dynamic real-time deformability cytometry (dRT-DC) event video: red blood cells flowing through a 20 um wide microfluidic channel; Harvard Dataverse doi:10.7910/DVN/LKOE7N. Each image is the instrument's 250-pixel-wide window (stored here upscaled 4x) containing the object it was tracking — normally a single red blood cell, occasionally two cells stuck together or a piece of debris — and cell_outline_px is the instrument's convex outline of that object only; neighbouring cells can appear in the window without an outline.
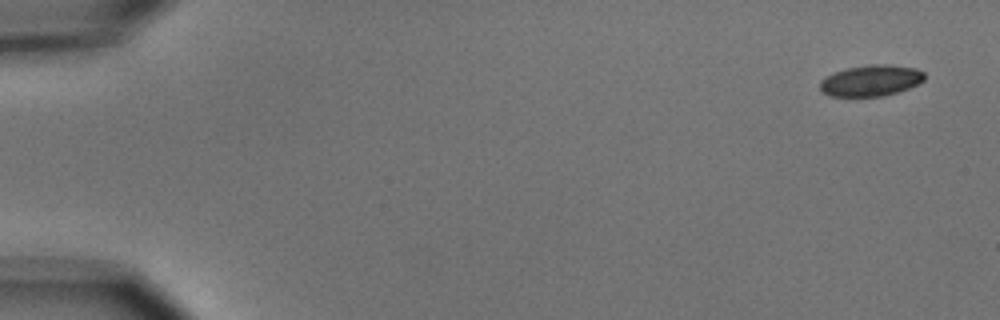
{"species": "common noctule bat (a hibernating species)", "species_latin": "Nyctalus noctula", "temperature_condition": "cold", "stored_images_in_passage": 5, "camera_frame_rate_fps": 3000, "um_per_image_px": 0.085, "animal": {"sex": "male", "body_mass_g": 15.6}, "frame": {"image": 1, "passage_image": 1, "time_ms": 0.0, "image_size_px": [1000, 320], "cell_outline_px": [[924, 80], [908, 88], [884, 96], [832, 96], [824, 92], [820, 88], [820, 80], [836, 72], [848, 68], [868, 64], [888, 64], [916, 68], [924, 72]], "centroid_in_image_um": [74.05, 6.84], "position_along_channel_um": 10.9, "area_um2": 18.73}}
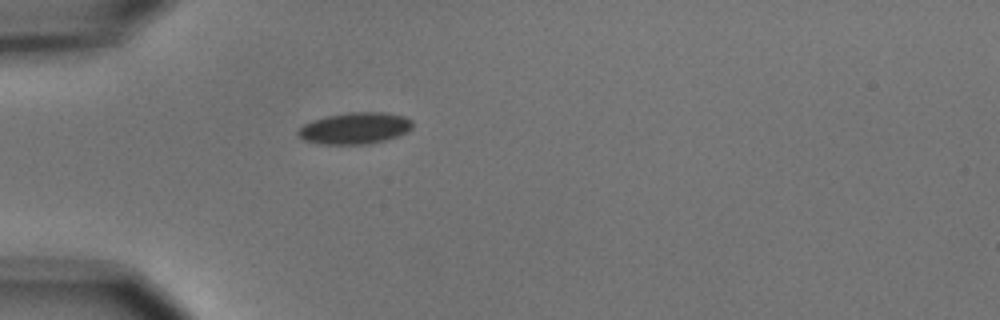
{"frame": {"image": 2, "passage_image": 5, "time_ms": 4.667, "image_size_px": [1000, 320], "cell_outline_px": [[412, 128], [408, 132], [400, 136], [368, 144], [320, 144], [304, 140], [296, 132], [304, 124], [312, 120], [328, 116], [348, 112], [384, 112], [404, 116], [412, 120]], "centroid_in_image_um": [30.2, 10.9], "position_along_channel_um": 54.8, "area_um2": 21.1}}